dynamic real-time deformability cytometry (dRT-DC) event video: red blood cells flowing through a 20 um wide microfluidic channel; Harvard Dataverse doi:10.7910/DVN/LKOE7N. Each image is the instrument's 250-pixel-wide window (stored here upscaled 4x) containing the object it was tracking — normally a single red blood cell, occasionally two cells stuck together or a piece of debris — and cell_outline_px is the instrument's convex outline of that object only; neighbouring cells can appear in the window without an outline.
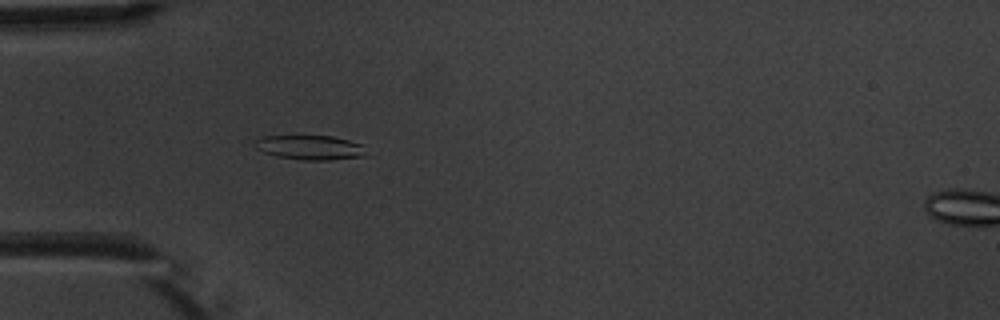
{"species": "common noctule bat (a hibernating species)", "species_latin": "Nyctalus noctula", "temperature_condition": "warm", "stored_images_in_passage": 5, "camera_frame_rate_fps": 3000, "um_per_image_px": 0.085, "animal": {"sex": "male", "body_mass_g": 20.1, "forearm_length_mm": 53.5}, "frame": {"image": 1, "passage_image": 4, "time_ms": 3.667, "image_size_px": [1000, 320], "cell_outline_px": [[368, 156], [328, 160], [304, 160], [276, 156], [264, 152], [256, 148], [252, 144], [252, 140], [264, 136], [332, 136], [364, 144]], "centroid_in_image_um": [26.37, 12.53], "position_along_channel_um": 58.6, "area_um2": 16.13}}